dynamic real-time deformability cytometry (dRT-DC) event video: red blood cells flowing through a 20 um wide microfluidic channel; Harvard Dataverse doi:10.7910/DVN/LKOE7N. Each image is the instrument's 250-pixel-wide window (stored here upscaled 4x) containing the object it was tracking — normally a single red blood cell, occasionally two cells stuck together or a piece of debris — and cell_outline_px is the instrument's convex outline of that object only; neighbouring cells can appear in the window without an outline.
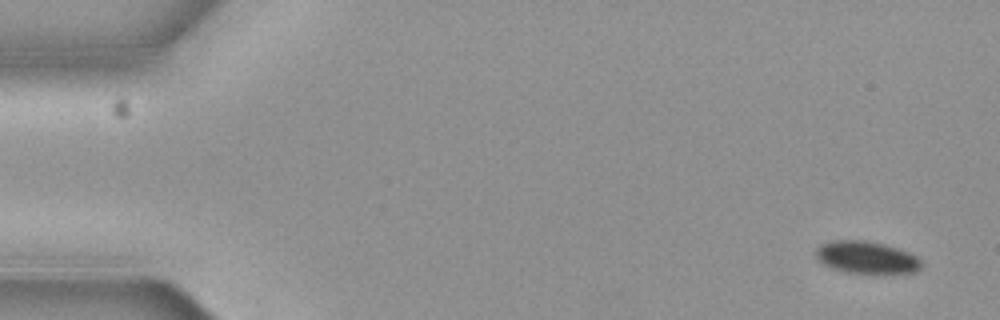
{"species": "common noctule bat (a hibernating species)", "species_latin": "Nyctalus noctula", "temperature_condition": "cold", "stored_images_in_passage": 2, "camera_frame_rate_fps": 3000, "um_per_image_px": 0.085, "animal": {"sex": "female", "body_mass_g": 19.3, "forearm_length_mm": 54.1}, "frame": {"image": 1, "passage_image": 1, "time_ms": 0.0, "image_size_px": [1000, 320], "cell_outline_px": [[924, 264], [916, 272], [844, 272], [832, 268], [816, 260], [816, 248], [820, 244], [832, 240], [864, 240], [884, 244], [908, 252], [916, 256]], "centroid_in_image_um": [73.61, 21.86], "position_along_channel_um": 11.4, "area_um2": 19.65}}